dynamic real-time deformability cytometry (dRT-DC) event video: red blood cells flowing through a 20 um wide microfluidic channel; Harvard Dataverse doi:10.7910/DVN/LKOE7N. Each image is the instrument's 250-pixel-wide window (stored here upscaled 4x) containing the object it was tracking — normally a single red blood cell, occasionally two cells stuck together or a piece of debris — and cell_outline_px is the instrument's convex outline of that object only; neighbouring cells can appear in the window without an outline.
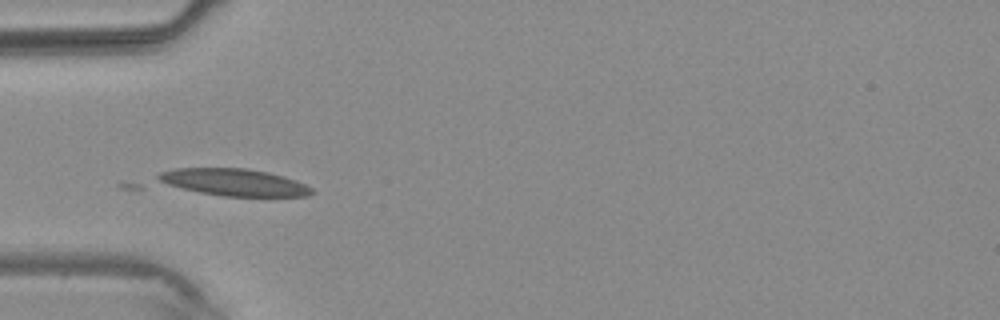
{"species": "common noctule bat (a hibernating species)", "species_latin": "Nyctalus noctula", "temperature_condition": "warm", "stored_images_in_passage": 2, "camera_frame_rate_fps": 3000, "um_per_image_px": 0.085, "animal": {"sex": "male", "body_mass_g": 20.4}, "frame": {"image": 1, "passage_image": 2, "time_ms": 1.0, "image_size_px": [1000, 320], "cell_outline_px": [[316, 192], [308, 196], [224, 196], [200, 192], [168, 184], [160, 180], [156, 176], [160, 172], [176, 168], [248, 168], [268, 172], [284, 176], [296, 180], [312, 188]], "centroid_in_image_um": [19.96, 15.49], "position_along_channel_um": 65.0, "area_um2": 23.99}}